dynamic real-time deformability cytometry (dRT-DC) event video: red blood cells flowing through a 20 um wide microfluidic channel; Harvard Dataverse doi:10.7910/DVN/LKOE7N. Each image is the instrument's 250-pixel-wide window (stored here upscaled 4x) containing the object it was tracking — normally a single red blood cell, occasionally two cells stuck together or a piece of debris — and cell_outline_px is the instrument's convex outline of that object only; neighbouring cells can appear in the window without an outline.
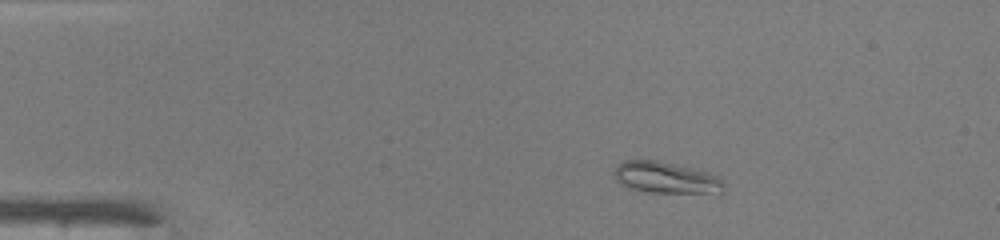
{"species": "common noctule bat (a hibernating species)", "species_latin": "Nyctalus noctula", "temperature_condition": "warm", "stored_images_in_passage": 40, "camera_frame_rate_fps": 3000, "um_per_image_px": 0.085, "animal": {"sex": "male", "body_mass_g": 19.0, "forearm_length_mm": 50.8}, "frame": {"image": 1, "passage_image": 1, "time_ms": 0.0, "image_size_px": [1000, 240], "cell_outline_px": [[724, 192], [720, 196], [640, 192], [628, 188], [620, 184], [616, 180], [612, 172], [616, 164], [624, 160], [656, 160], [676, 164], [708, 172], [720, 176], [724, 180]], "centroid_in_image_um": [56.69, 15.16], "position_along_channel_um": 28.3, "area_um2": 21.62}}
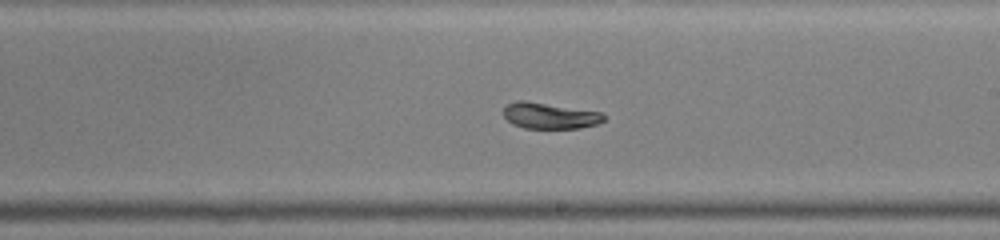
{"frame": {"image": 2, "passage_image": 21, "time_ms": 6.667, "image_size_px": [1000, 240], "cell_outline_px": [[604, 120], [596, 124], [580, 128], [524, 128], [512, 124], [504, 116], [504, 108], [508, 104], [516, 100], [524, 100], [600, 112], [604, 116]], "centroid_in_image_um": [46.69, 9.84], "position_along_channel_um": 242.3, "area_um2": 15.03}}
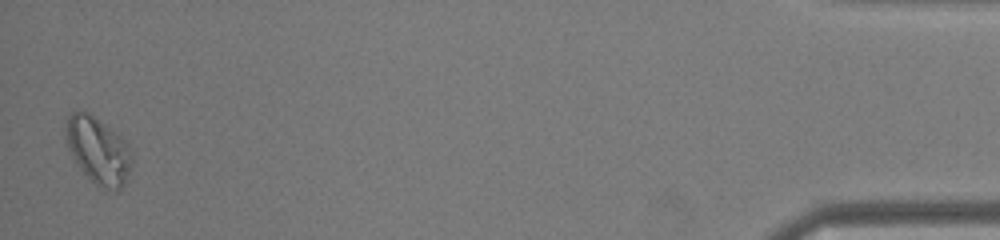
{"frame": {"image": 3, "passage_image": 40, "time_ms": 13.0, "image_size_px": [1000, 240], "cell_outline_px": [[132, 164], [124, 184], [116, 192], [104, 188], [96, 184], [80, 168], [68, 148], [64, 132], [68, 116], [72, 112], [88, 112], [120, 136], [124, 140], [132, 152]], "centroid_in_image_um": [8.35, 12.8], "position_along_channel_um": 426.8, "area_um2": 25.32}, "authors_computed_cell_mechanics": {"area_um2": 16.6464, "velocity_mm_per_s": 4.2234, "shape_relaxation_time_tau1_ms": 6.715, "shape_relaxation_time_tau2_ms": null, "deformation_change_tau1": 0.2223, "deformation_change_tau2": null}}